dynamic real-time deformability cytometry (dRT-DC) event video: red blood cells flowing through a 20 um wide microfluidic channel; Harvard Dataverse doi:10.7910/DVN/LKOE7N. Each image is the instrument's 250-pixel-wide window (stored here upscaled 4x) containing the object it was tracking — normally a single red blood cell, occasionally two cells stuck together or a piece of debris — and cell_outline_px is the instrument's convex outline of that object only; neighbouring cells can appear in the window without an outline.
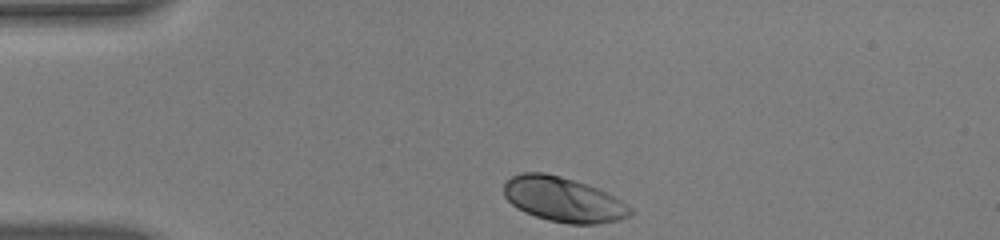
{"species": "human", "species_latin": "Homo sapiens", "temperature_condition": "warm", "stored_images_in_passage": 34, "camera_frame_rate_fps": 3000, "um_per_image_px": 0.085, "donor": {"sex": "male"}, "frame": {"image": 1, "passage_image": 1, "time_ms": 0.0, "image_size_px": [1000, 240], "cell_outline_px": [[632, 212], [628, 216], [620, 220], [596, 224], [568, 224], [548, 220], [524, 212], [516, 208], [504, 196], [504, 184], [512, 176], [520, 172], [544, 172], [560, 176], [596, 188], [620, 200], [632, 208]], "centroid_in_image_um": [47.84, 16.97], "position_along_channel_um": 37.2, "area_um2": 32.71}}
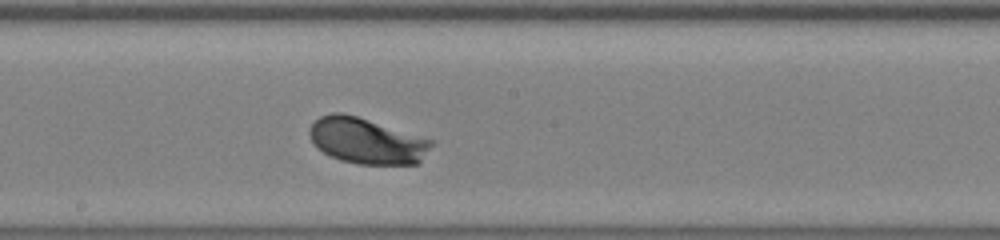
{"frame": {"image": 2, "passage_image": 19, "time_ms": 6.0, "image_size_px": [1000, 240], "cell_outline_px": [[432, 144], [420, 164], [356, 164], [340, 160], [316, 148], [308, 132], [308, 128], [320, 116], [332, 112], [340, 112], [356, 116], [432, 140]], "centroid_in_image_um": [31.14, 11.98], "position_along_channel_um": 217.1, "area_um2": 32.31}}
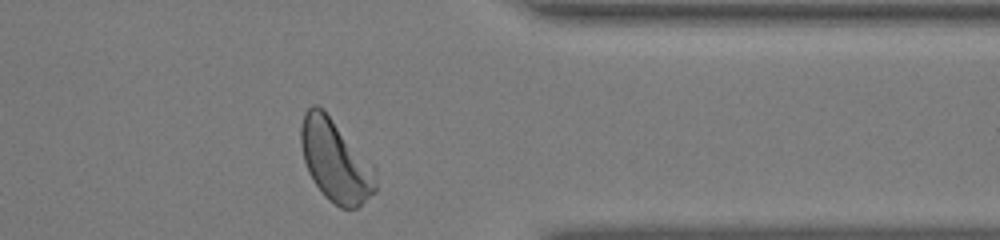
{"frame": {"image": 3, "passage_image": 33, "time_ms": 10.667, "image_size_px": [1000, 240], "cell_outline_px": [[376, 192], [360, 208], [340, 208], [328, 200], [324, 196], [312, 180], [308, 172], [304, 160], [300, 144], [300, 128], [304, 112], [312, 104], [316, 104], [324, 108], [376, 168]], "centroid_in_image_um": [28.52, 13.66], "position_along_channel_um": 382.9, "area_um2": 36.47}, "authors_computed_cell_mechanics": {"area_um2": 32.2813, "velocity_mm_per_s": 3.7473, "shape_relaxation_time_tau1_ms": 1.1865, "shape_relaxation_time_tau2_ms": null, "deformation_change_tau1": 0.1127, "deformation_change_tau2": null}}